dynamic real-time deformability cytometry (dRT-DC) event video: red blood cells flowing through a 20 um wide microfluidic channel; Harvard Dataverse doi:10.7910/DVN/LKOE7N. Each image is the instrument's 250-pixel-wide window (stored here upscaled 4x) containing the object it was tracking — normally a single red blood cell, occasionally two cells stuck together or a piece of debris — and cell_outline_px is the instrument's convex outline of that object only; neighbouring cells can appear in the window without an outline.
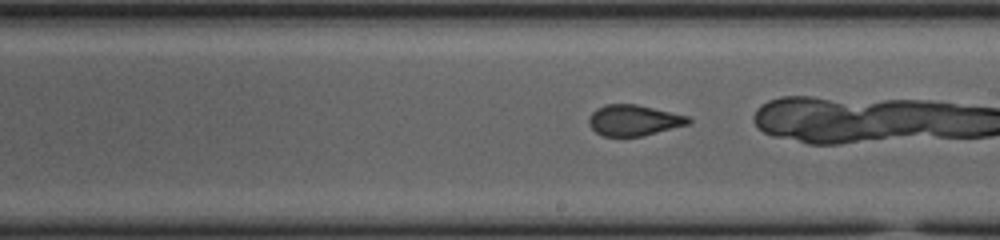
{"species": "common noctule bat (a hibernating species)", "species_latin": "Nyctalus noctula", "temperature_condition": "cold", "stored_images_in_passage": 39, "camera_frame_rate_fps": 3000, "um_per_image_px": 0.085, "animal": {"sex": "female", "body_mass_g": 23.0, "forearm_length_mm": 53.4}, "frame": {"image": 1, "passage_image": 28, "time_ms": 9.0, "image_size_px": [1000, 240], "cell_outline_px": [[692, 124], [640, 136], [604, 136], [596, 132], [588, 124], [588, 116], [596, 108], [604, 104], [636, 104], [688, 116], [692, 120]], "centroid_in_image_um": [53.87, 10.22], "position_along_channel_um": 235.1, "area_um2": 17.98}}